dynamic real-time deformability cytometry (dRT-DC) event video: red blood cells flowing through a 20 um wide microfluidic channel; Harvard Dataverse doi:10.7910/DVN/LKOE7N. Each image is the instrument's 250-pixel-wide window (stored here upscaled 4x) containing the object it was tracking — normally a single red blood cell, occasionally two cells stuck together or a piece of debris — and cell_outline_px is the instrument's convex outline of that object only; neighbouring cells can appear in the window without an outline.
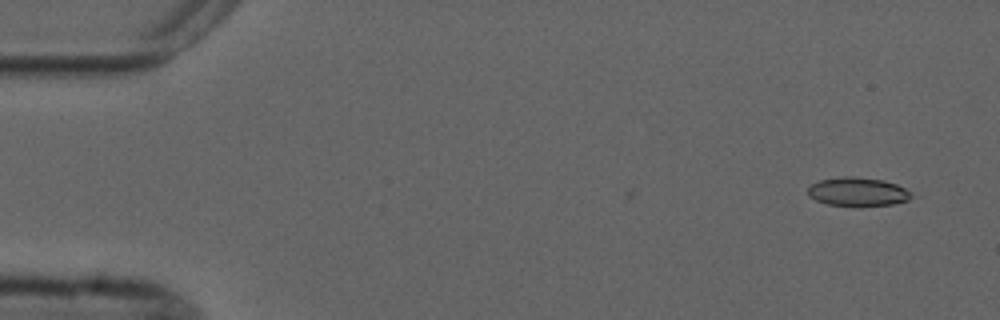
{"species": "common noctule bat (a hibernating species)", "species_latin": "Nyctalus noctula", "temperature_condition": "cold", "stored_images_in_passage": 7, "camera_frame_rate_fps": 3000, "um_per_image_px": 0.085, "animal": {"sex": "male", "forearm_length_mm": 52.5}, "frame": {"image": 1, "passage_image": 1, "time_ms": 0.0, "image_size_px": [1000, 320], "cell_outline_px": [[920, 196], [908, 200], [892, 204], [860, 208], [828, 204], [816, 200], [808, 196], [808, 188], [812, 184], [820, 180], [844, 176], [856, 176], [884, 180], [896, 184]], "centroid_in_image_um": [72.98, 16.33], "position_along_channel_um": 12.0, "area_um2": 17.98}}
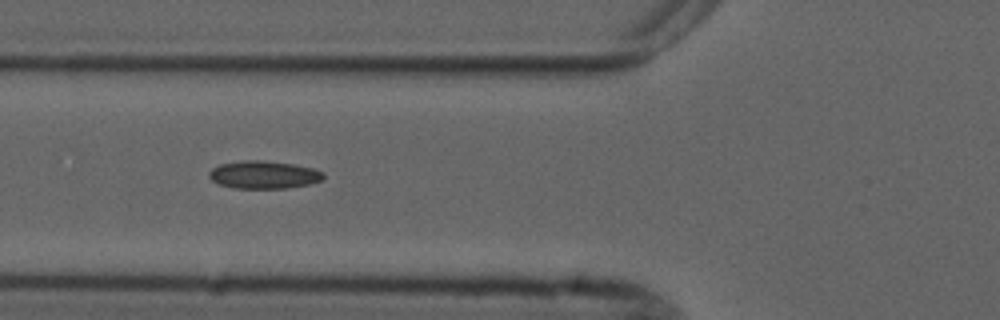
{"frame": {"image": 2, "passage_image": 6, "time_ms": 5.667, "image_size_px": [1000, 320], "cell_outline_px": [[324, 180], [308, 184], [288, 188], [232, 188], [220, 184], [212, 180], [208, 176], [208, 172], [212, 168], [220, 164], [244, 160], [264, 160], [292, 164], [312, 168], [324, 172]], "centroid_in_image_um": [22.42, 14.85], "position_along_channel_um": 103.4, "area_um2": 18.55}}
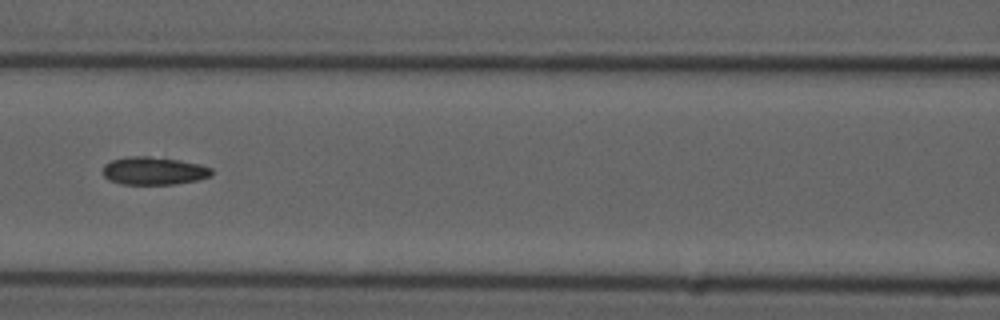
{"frame": {"image": 3, "passage_image": 7, "time_ms": 7.0, "image_size_px": [1000, 320], "cell_outline_px": [[212, 176], [200, 180], [172, 184], [120, 184], [108, 180], [104, 176], [104, 164], [112, 160], [128, 156], [148, 156], [180, 160], [200, 164], [212, 168]], "centroid_in_image_um": [13.09, 14.52], "position_along_channel_um": 153.5, "area_um2": 17.8}}